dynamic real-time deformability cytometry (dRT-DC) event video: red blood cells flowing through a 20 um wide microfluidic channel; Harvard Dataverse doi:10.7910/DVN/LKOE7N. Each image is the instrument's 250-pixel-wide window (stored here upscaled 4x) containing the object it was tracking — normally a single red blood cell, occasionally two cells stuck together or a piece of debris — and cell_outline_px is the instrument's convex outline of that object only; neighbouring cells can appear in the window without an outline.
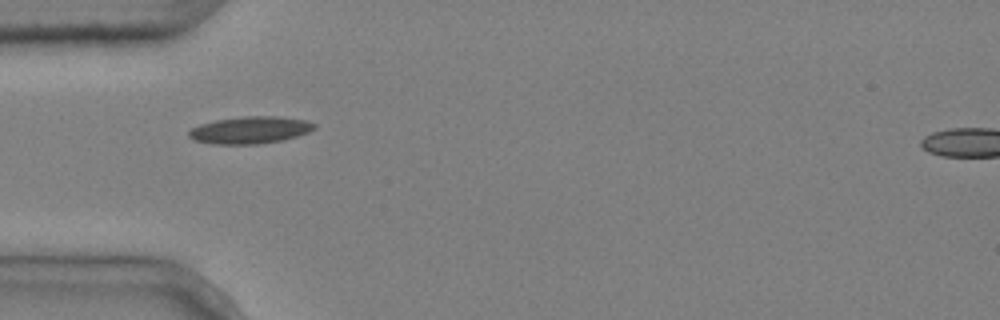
{"species": "common noctule bat (a hibernating species)", "species_latin": "Nyctalus noctula", "temperature_condition": "cold", "stored_images_in_passage": 5, "camera_frame_rate_fps": 3000, "um_per_image_px": 0.085, "animal": {"sex": "male", "body_mass_g": 20.4}, "frame": {"image": 1, "passage_image": 2, "time_ms": 0.333, "image_size_px": [1000, 320], "cell_outline_px": [[316, 128], [308, 132], [296, 136], [280, 140], [256, 144], [216, 144], [192, 140], [188, 136], [188, 132], [192, 128], [200, 124], [216, 120], [244, 116], [276, 116], [308, 120], [316, 124]], "centroid_in_image_um": [21.25, 11.04], "position_along_channel_um": 63.7, "area_um2": 19.77}}
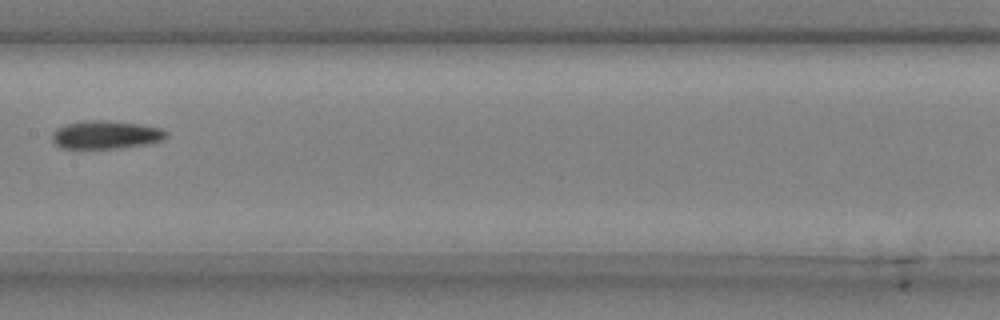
{"frame": {"image": 2, "passage_image": 5, "time_ms": 1.333, "image_size_px": [1000, 320], "cell_outline_px": [[168, 136], [164, 140], [148, 144], [120, 148], [60, 148], [52, 140], [52, 132], [56, 128], [68, 124], [84, 120], [108, 120], [140, 124], [160, 128], [168, 132]], "centroid_in_image_um": [9.02, 11.45], "position_along_channel_um": 198.4, "area_um2": 18.9}}